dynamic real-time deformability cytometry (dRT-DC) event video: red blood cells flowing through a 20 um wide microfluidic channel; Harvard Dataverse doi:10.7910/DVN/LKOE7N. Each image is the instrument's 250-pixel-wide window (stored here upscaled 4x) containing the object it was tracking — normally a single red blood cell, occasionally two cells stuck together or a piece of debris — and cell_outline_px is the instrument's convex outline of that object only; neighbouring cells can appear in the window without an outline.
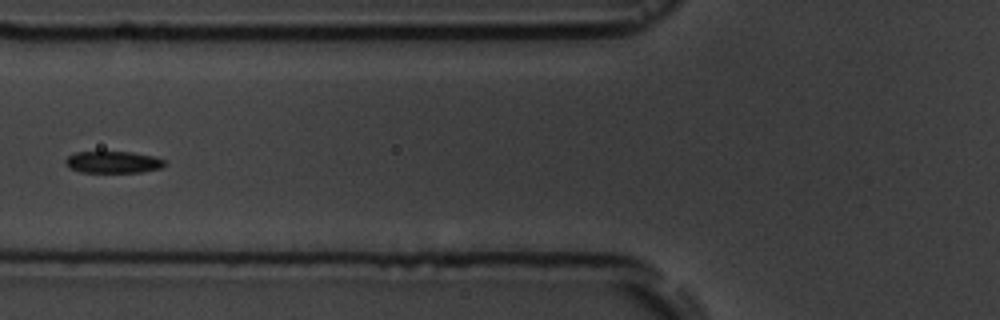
{"species": "common noctule bat (a hibernating species)", "species_latin": "Nyctalus noctula", "temperature_condition": "room temperature", "stored_images_in_passage": 6, "camera_frame_rate_fps": 3000, "um_per_image_px": 0.085, "animal": {"sex": "male", "body_mass_g": 19.5, "forearm_length_mm": 54.6}, "frame": {"image": 1, "passage_image": 6, "time_ms": 5.667, "image_size_px": [1000, 320], "cell_outline_px": [[168, 164], [160, 168], [140, 172], [80, 172], [68, 168], [64, 164], [64, 160], [68, 156], [76, 152], [132, 152], [152, 156], [164, 160]], "centroid_in_image_um": [9.57, 13.78], "position_along_channel_um": 116.2, "area_um2": 12.66}}